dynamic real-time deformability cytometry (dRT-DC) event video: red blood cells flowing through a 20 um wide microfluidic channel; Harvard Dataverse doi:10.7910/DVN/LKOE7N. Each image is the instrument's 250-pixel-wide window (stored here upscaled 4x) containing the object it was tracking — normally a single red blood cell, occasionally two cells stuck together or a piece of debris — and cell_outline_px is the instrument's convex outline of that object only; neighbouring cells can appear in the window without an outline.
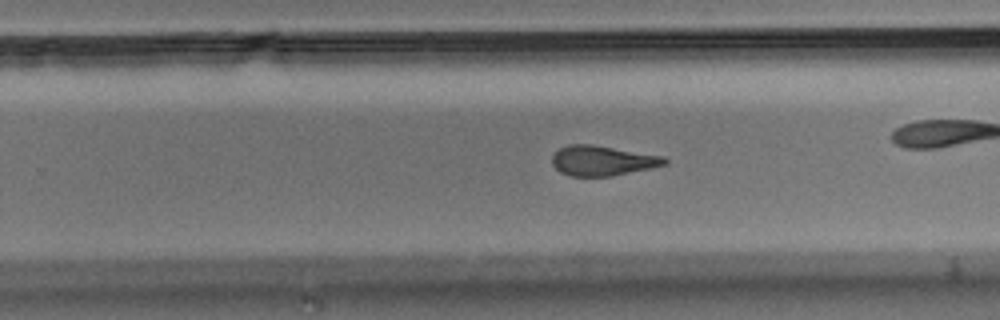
{"species": "Egyptian fruit bat (a non-hibernating species)", "species_latin": "Rousettus aegyptiacus", "temperature_condition": "room temperature", "stored_images_in_passage": 50, "camera_frame_rate_fps": 3000, "um_per_image_px": 0.085, "animal": {"sex": "male"}, "frame": {"image": 1, "passage_image": 29, "time_ms": 9.333, "image_size_px": [1000, 320], "cell_outline_px": [[668, 164], [652, 168], [612, 176], [572, 176], [560, 172], [552, 164], [552, 156], [560, 148], [568, 144], [592, 144], [664, 156], [668, 160]], "centroid_in_image_um": [51.23, 13.65], "position_along_channel_um": 278.6, "area_um2": 19.77}}
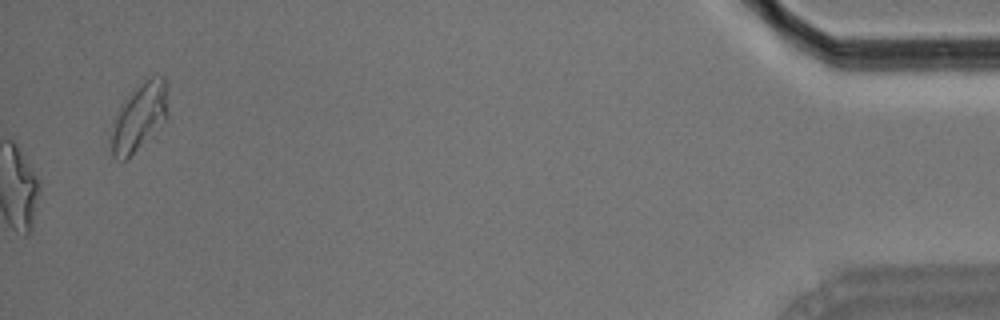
{"frame": {"image": 2, "passage_image": 50, "time_ms": 16.333, "image_size_px": [1000, 320], "cell_outline_px": [[168, 116], [124, 160], [116, 160], [112, 156], [112, 136], [116, 120], [120, 108], [124, 100], [144, 80], [152, 76], [164, 76], [168, 84]], "centroid_in_image_um": [11.9, 9.85], "position_along_channel_um": 423.3, "area_um2": 21.27}, "authors_computed_cell_mechanics": {"area_um2": 20.4323, "velocity_mm_per_s": 3.6993, "shape_relaxation_time_tau1_ms": 7.6286, "shape_relaxation_time_tau2_ms": 2.6374, "deformation_change_tau1": 0.2272, "deformation_change_tau2": 0.1252}}